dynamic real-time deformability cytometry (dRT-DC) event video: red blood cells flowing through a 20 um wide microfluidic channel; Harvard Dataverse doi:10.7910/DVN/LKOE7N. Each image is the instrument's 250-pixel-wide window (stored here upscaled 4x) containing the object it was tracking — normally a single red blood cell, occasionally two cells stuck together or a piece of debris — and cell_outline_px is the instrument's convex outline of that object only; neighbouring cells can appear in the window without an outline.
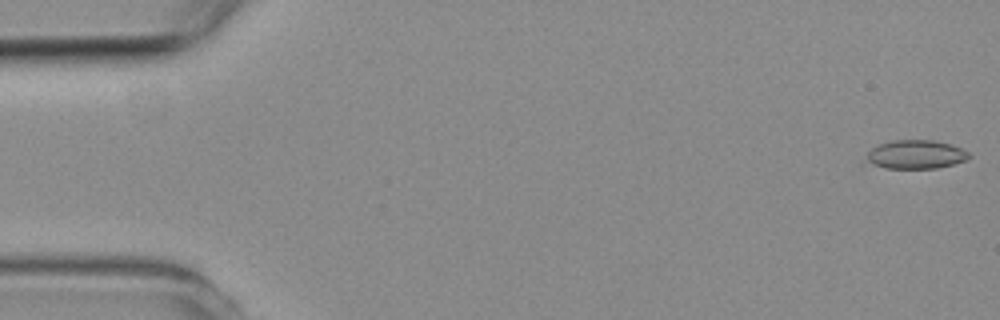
{"species": "common noctule bat (a hibernating species)", "species_latin": "Nyctalus noctula", "temperature_condition": "room temperature", "stored_images_in_passage": 4, "camera_frame_rate_fps": 3000, "um_per_image_px": 0.085, "animal": {"sex": "female", "body_mass_g": 19.3, "forearm_length_mm": 54.1}, "frame": {"image": 1, "passage_image": 1, "time_ms": 0.0, "image_size_px": [1000, 320], "cell_outline_px": [[972, 156], [968, 160], [936, 168], [884, 168], [860, 164], [868, 152], [872, 148], [880, 144], [892, 140], [932, 140], [952, 144], [968, 152]], "centroid_in_image_um": [77.75, 13.14], "position_along_channel_um": 7.2, "area_um2": 17.63}}
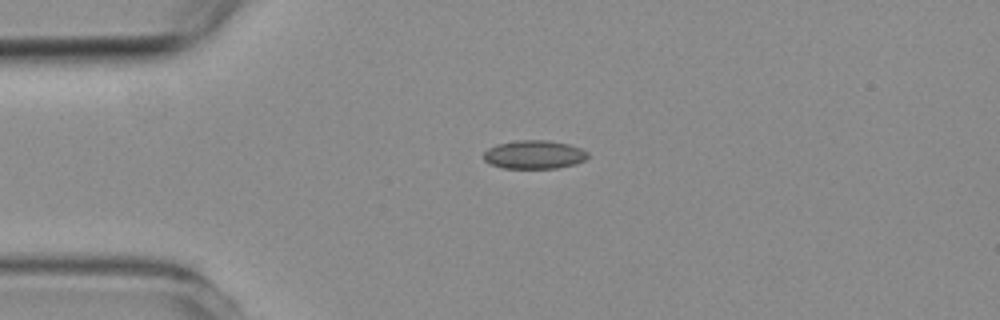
{"frame": {"image": 2, "passage_image": 3, "time_ms": 3.667, "image_size_px": [1000, 320], "cell_outline_px": [[588, 156], [584, 160], [576, 164], [556, 168], [504, 168], [488, 164], [484, 160], [484, 152], [488, 148], [496, 144], [516, 140], [548, 140], [568, 144], [580, 148], [588, 152]], "centroid_in_image_um": [45.38, 13.14], "position_along_channel_um": 39.6, "area_um2": 17.4}}